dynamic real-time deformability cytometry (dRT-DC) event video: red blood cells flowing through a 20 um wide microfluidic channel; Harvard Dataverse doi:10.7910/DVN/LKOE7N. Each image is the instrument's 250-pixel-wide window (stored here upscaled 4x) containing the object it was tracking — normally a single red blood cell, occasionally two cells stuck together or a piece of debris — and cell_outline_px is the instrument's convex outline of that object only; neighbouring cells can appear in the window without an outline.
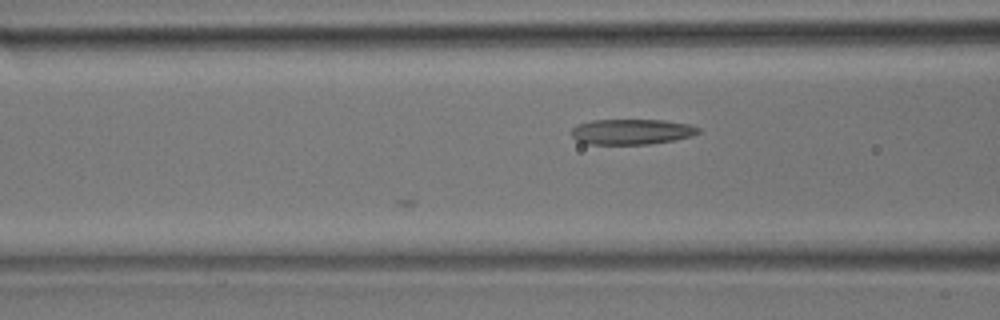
{"species": "common noctule bat (a hibernating species)", "species_latin": "Nyctalus noctula", "temperature_condition": "room temperature", "stored_images_in_passage": 4, "camera_frame_rate_fps": 3000, "um_per_image_px": 0.085, "animal": {"sex": "male", "body_mass_g": 17.9}, "frame": {"image": 1, "passage_image": 4, "time_ms": 1.0, "image_size_px": [1000, 320], "cell_outline_px": [[700, 132], [692, 136], [672, 140], [648, 144], [588, 144], [576, 140], [572, 136], [572, 128], [576, 124], [592, 120], [664, 120], [688, 124], [700, 128]], "centroid_in_image_um": [53.67, 11.19], "position_along_channel_um": 112.9, "area_um2": 18.79}}